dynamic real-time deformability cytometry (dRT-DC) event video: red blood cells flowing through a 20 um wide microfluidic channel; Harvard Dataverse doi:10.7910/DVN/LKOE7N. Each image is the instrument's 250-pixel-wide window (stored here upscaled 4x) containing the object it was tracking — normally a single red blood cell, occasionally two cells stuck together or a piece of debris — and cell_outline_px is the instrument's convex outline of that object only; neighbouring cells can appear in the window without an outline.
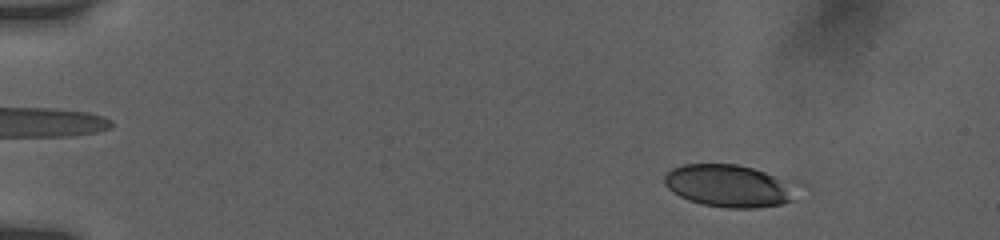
{"species": "human", "species_latin": "Homo sapiens", "temperature_condition": "room temperature", "stored_images_in_passage": 54, "camera_frame_rate_fps": 3000, "um_per_image_px": 0.085, "donor": {"sex": "female"}, "frame": {"image": 1, "passage_image": 7, "time_ms": 2.0, "image_size_px": [1000, 240], "cell_outline_px": [[792, 200], [780, 204], [756, 208], [728, 208], [704, 204], [688, 200], [672, 192], [664, 184], [664, 176], [672, 168], [684, 164], [736, 164], [752, 168], [764, 172], [792, 184]], "centroid_in_image_um": [61.85, 15.8], "position_along_channel_um": 23.1, "area_um2": 32.02}}
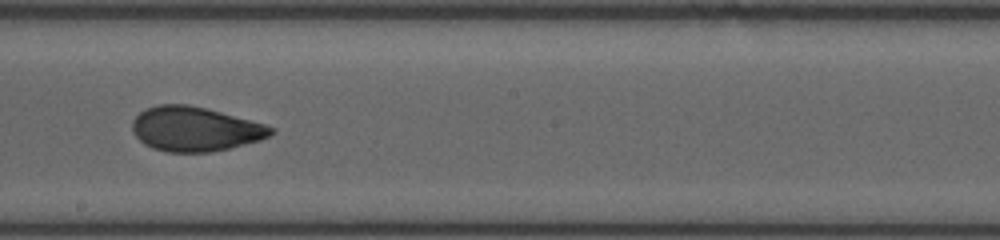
{"frame": {"image": 2, "passage_image": 32, "time_ms": 10.333, "image_size_px": [1000, 240], "cell_outline_px": [[276, 132], [260, 140], [212, 152], [168, 152], [152, 148], [144, 144], [136, 136], [132, 128], [132, 120], [140, 112], [156, 104], [188, 104], [220, 112], [264, 124], [276, 128]], "centroid_in_image_um": [16.56, 10.97], "position_along_channel_um": 231.6, "area_um2": 35.72}}
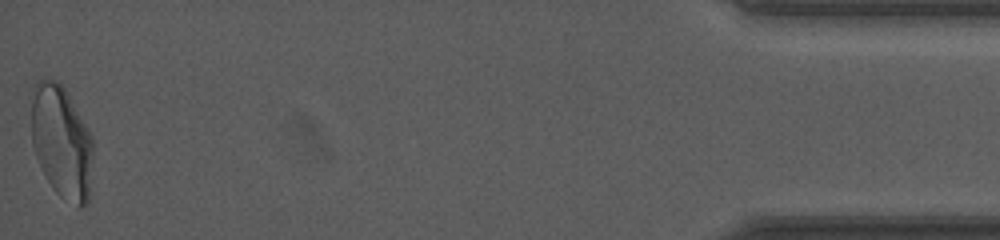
{"frame": {"image": 3, "passage_image": 54, "time_ms": 17.667, "image_size_px": [1000, 240], "cell_outline_px": [[92, 156], [88, 200], [80, 208], [76, 208], [60, 196], [52, 188], [36, 156], [32, 144], [28, 96], [28, 92], [36, 80], [56, 80], [64, 88], [88, 128], [92, 136]], "centroid_in_image_um": [5.17, 12.0], "position_along_channel_um": 430.0, "area_um2": 41.15}, "authors_computed_cell_mechanics": {"area_um2": 35.6626, "velocity_mm_per_s": 3.8373, "shape_relaxation_time_tau1_ms": 11.1792, "shape_relaxation_time_tau2_ms": 1.1199, "deformation_change_tau1": 0.264, "deformation_change_tau2": 0.0621}}